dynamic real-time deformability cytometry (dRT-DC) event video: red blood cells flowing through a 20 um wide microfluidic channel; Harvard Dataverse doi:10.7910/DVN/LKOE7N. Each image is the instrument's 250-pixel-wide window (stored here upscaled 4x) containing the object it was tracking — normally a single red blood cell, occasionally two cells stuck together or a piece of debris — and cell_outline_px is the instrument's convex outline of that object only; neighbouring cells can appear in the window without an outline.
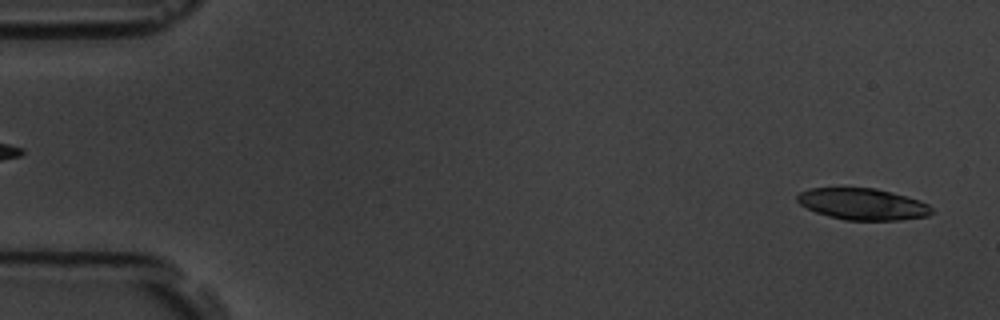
{"species": "common noctule bat (a hibernating species)", "species_latin": "Nyctalus noctula", "temperature_condition": "room temperature", "stored_images_in_passage": 6, "segment_of_instrument_passage": [2, 2], "camera_frame_rate_fps": 3000, "um_per_image_px": 0.085, "animal": {"sex": "male", "body_mass_g": 19.5, "forearm_length_mm": 54.6}, "frame": {"image": 1, "passage_image": 6, "time_ms": 6.0, "image_size_px": [1000, 320], "cell_outline_px": [[932, 212], [928, 216], [900, 220], [844, 220], [828, 216], [816, 212], [800, 204], [796, 200], [796, 196], [800, 192], [808, 188], [876, 188], [892, 192], [920, 200], [928, 204], [932, 208]], "centroid_in_image_um": [73.33, 17.35], "position_along_channel_um": 11.7, "area_um2": 24.74}}